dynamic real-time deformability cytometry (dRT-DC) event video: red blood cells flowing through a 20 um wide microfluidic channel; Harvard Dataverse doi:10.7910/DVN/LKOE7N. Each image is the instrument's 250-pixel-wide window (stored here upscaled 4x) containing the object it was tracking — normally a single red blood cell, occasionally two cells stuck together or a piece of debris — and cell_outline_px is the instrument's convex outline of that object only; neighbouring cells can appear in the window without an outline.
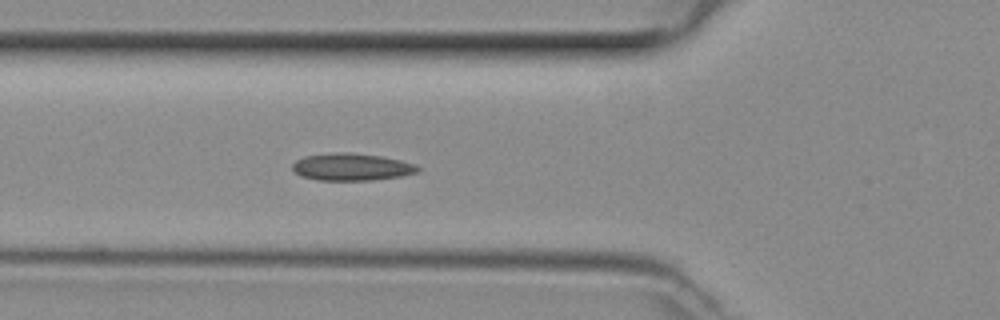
{"species": "common noctule bat (a hibernating species)", "species_latin": "Nyctalus noctula", "temperature_condition": "room temperature", "stored_images_in_passage": 49, "camera_frame_rate_fps": 3000, "um_per_image_px": 0.085, "animal": {"sex": "female", "body_mass_g": 29.2, "forearm_length_mm": 56.3}, "frame": {"image": 1, "passage_image": 17, "time_ms": 5.333, "image_size_px": [1000, 320], "cell_outline_px": [[420, 172], [400, 176], [372, 180], [316, 180], [300, 176], [292, 168], [292, 164], [296, 160], [304, 156], [332, 152], [352, 152], [380, 156], [400, 160], [416, 164], [420, 168]], "centroid_in_image_um": [29.88, 14.18], "position_along_channel_um": 95.9, "area_um2": 20.06}}
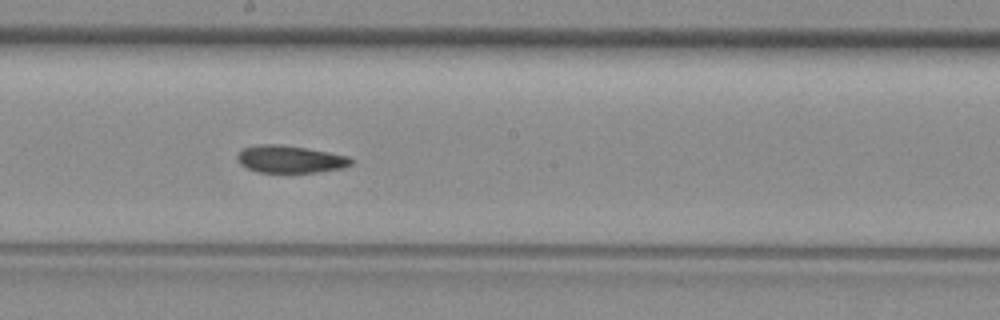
{"frame": {"image": 2, "passage_image": 26, "time_ms": 8.333, "image_size_px": [1000, 320], "cell_outline_px": [[352, 164], [344, 168], [316, 172], [256, 172], [240, 164], [236, 156], [244, 148], [256, 144], [280, 144], [328, 152], [348, 156], [352, 160]], "centroid_in_image_um": [24.65, 13.53], "position_along_channel_um": 223.6, "area_um2": 18.03}}
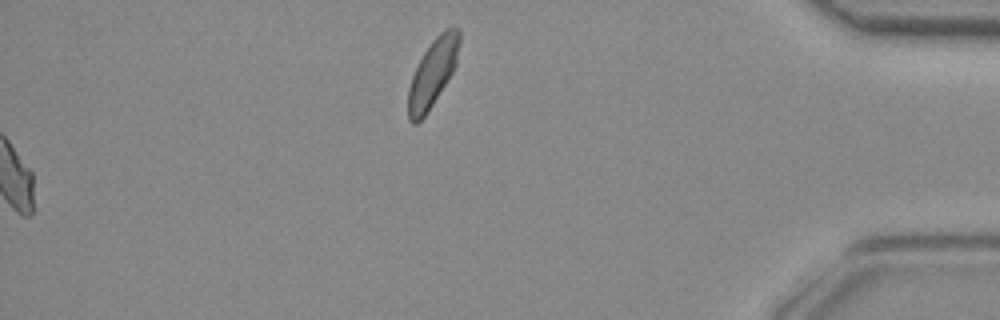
{"frame": {"image": 3, "passage_image": 49, "time_ms": 16.0, "image_size_px": [1000, 320], "cell_outline_px": [[460, 44], [456, 64], [452, 72], [432, 104], [424, 116], [416, 124], [412, 124], [408, 120], [408, 88], [412, 76], [424, 52], [432, 40], [444, 28], [460, 28]], "centroid_in_image_um": [36.78, 6.17], "position_along_channel_um": 398.4, "area_um2": 19.88}}